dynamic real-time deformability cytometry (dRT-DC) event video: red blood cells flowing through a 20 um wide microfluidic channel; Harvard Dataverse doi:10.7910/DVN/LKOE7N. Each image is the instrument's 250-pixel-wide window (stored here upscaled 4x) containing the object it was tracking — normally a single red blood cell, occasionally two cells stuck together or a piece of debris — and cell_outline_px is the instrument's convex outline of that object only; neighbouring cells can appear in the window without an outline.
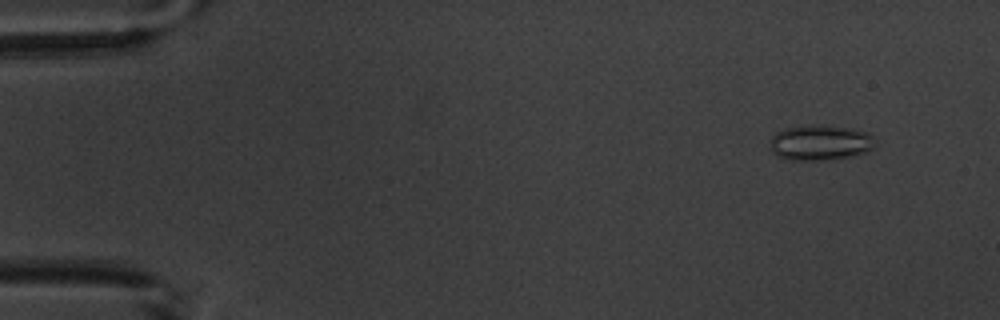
{"species": "common noctule bat (a hibernating species)", "species_latin": "Nyctalus noctula", "temperature_condition": "warm", "stored_images_in_passage": 6, "camera_frame_rate_fps": 3000, "um_per_image_px": 0.085, "animal": {"sex": "male", "body_mass_g": 20.1, "forearm_length_mm": 53.5}, "frame": {"image": 1, "passage_image": 6, "time_ms": 7.0, "image_size_px": [1000, 320], "cell_outline_px": [[872, 148], [856, 156], [832, 160], [788, 160], [776, 156], [768, 148], [772, 136], [776, 132], [788, 128], [808, 124], [820, 124], [848, 128], [868, 132], [872, 136]], "centroid_in_image_um": [69.66, 12.13], "position_along_channel_um": 15.3, "area_um2": 21.96}}